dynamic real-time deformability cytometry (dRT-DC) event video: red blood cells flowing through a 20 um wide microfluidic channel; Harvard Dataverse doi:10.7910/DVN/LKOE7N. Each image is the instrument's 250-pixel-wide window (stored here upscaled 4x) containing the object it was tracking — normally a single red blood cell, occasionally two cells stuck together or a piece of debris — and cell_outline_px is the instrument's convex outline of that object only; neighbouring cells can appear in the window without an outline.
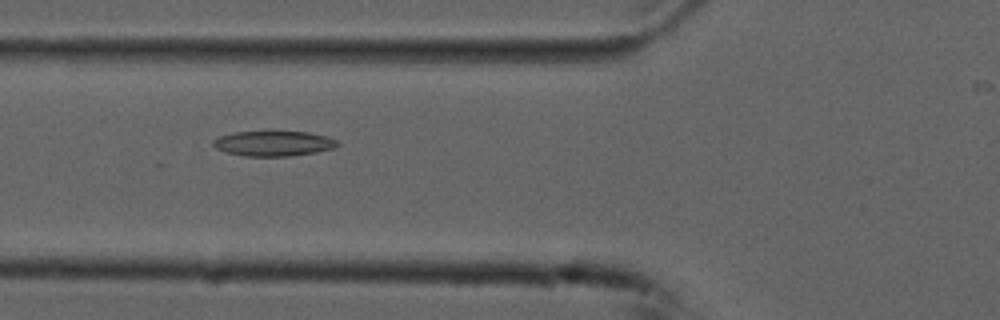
{"species": "common noctule bat (a hibernating species)", "species_latin": "Nyctalus noctula", "temperature_condition": "cold", "stored_images_in_passage": 48, "camera_frame_rate_fps": 3000, "um_per_image_px": 0.085, "animal": {"sex": "male", "forearm_length_mm": 52.5}, "frame": {"image": 1, "passage_image": 20, "time_ms": 6.333, "image_size_px": [1000, 320], "cell_outline_px": [[340, 144], [336, 148], [316, 152], [288, 156], [244, 156], [224, 152], [216, 148], [212, 144], [212, 140], [220, 136], [236, 132], [308, 132], [328, 136], [336, 140]], "centroid_in_image_um": [23.26, 12.2], "position_along_channel_um": 102.5, "area_um2": 18.21}}
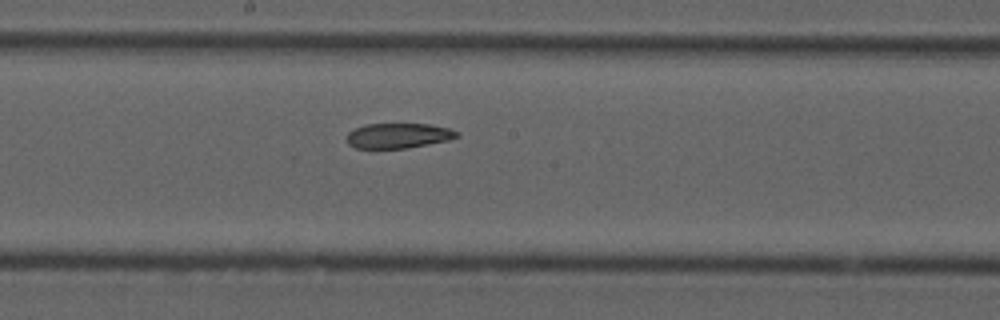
{"frame": {"image": 2, "passage_image": 29, "time_ms": 9.333, "image_size_px": [1000, 320], "cell_outline_px": [[460, 136], [448, 140], [408, 148], [356, 148], [348, 144], [348, 132], [364, 124], [428, 124], [448, 128], [460, 132]], "centroid_in_image_um": [33.88, 11.53], "position_along_channel_um": 214.3, "area_um2": 16.01}}
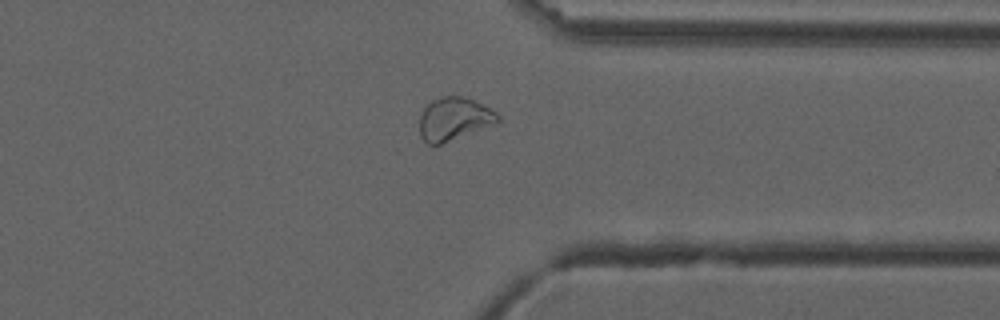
{"frame": {"image": 3, "passage_image": 42, "time_ms": 13.667, "image_size_px": [1000, 320], "cell_outline_px": [[500, 120], [496, 124], [440, 144], [428, 144], [420, 136], [420, 116], [424, 108], [432, 100], [440, 96], [460, 96], [472, 100], [496, 112], [500, 116]], "centroid_in_image_um": [38.59, 10.11], "position_along_channel_um": 372.8, "area_um2": 19.36}}